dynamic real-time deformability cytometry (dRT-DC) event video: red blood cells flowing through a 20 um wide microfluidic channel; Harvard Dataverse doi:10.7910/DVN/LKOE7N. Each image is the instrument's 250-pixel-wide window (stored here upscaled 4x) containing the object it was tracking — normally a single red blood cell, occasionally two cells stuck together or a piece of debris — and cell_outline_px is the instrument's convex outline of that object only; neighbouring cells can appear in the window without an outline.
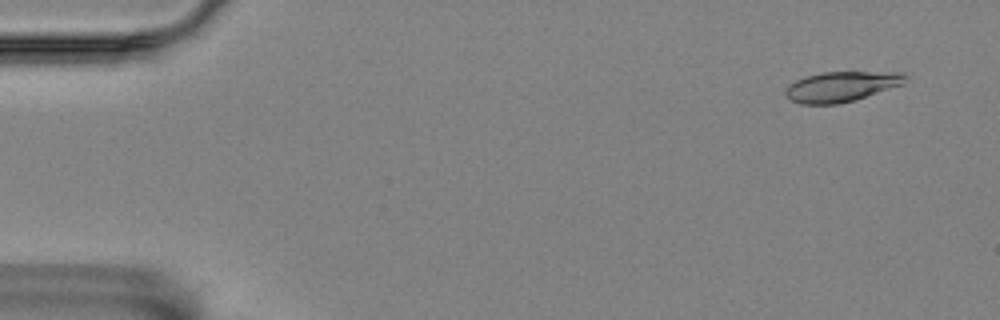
{"species": "Egyptian fruit bat (a non-hibernating species)", "species_latin": "Rousettus aegyptiacus", "temperature_condition": "room temperature", "stored_images_in_passage": 6, "camera_frame_rate_fps": 3000, "um_per_image_px": 0.085, "animal": {"sex": "female"}, "frame": {"image": 1, "passage_image": 1, "time_ms": 0.0, "image_size_px": [1000, 320], "cell_outline_px": [[908, 76], [904, 84], [840, 104], [800, 104], [792, 100], [784, 92], [788, 84], [804, 76], [820, 72], [904, 72]], "centroid_in_image_um": [71.52, 7.34], "position_along_channel_um": 13.5, "area_um2": 21.1}}